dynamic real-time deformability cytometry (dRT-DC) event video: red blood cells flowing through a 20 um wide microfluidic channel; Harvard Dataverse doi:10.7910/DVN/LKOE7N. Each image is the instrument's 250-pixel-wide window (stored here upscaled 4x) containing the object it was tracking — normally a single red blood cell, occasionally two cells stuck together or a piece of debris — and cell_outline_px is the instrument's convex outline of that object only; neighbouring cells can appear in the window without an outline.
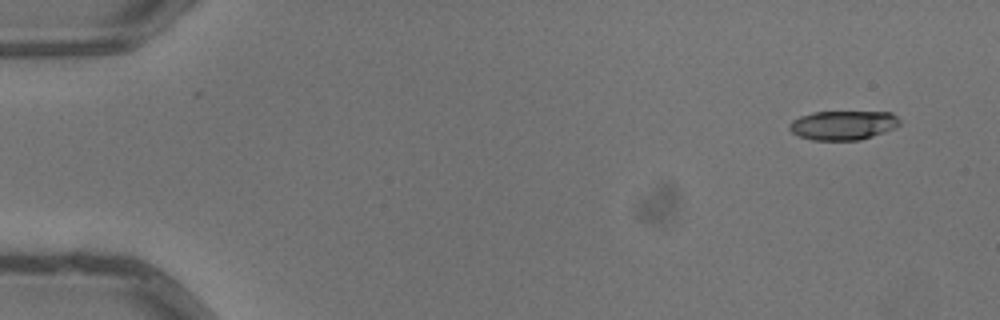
{"species": "common noctule bat (a hibernating species)", "species_latin": "Nyctalus noctula", "temperature_condition": "warm", "stored_images_in_passage": 5, "camera_frame_rate_fps": 3000, "um_per_image_px": 0.085, "animal": {"sex": "male", "body_mass_g": 13.3}, "frame": {"image": 1, "passage_image": 1, "time_ms": 0.0, "image_size_px": [1000, 320], "cell_outline_px": [[900, 124], [884, 132], [860, 140], [812, 140], [800, 136], [792, 132], [788, 128], [788, 124], [792, 120], [800, 116], [812, 112], [892, 112], [900, 120]], "centroid_in_image_um": [71.63, 10.64], "position_along_channel_um": 13.4, "area_um2": 18.73}}
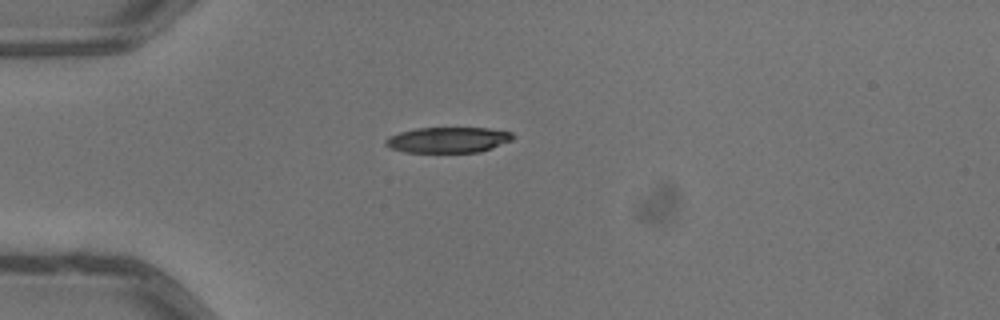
{"frame": {"image": 2, "passage_image": 4, "time_ms": 1.0, "image_size_px": [1000, 320], "cell_outline_px": [[516, 136], [512, 140], [492, 148], [480, 152], [404, 152], [392, 148], [384, 144], [384, 140], [388, 136], [400, 132], [416, 128], [488, 128], [512, 132]], "centroid_in_image_um": [38.09, 11.89], "position_along_channel_um": 46.9, "area_um2": 19.07}}